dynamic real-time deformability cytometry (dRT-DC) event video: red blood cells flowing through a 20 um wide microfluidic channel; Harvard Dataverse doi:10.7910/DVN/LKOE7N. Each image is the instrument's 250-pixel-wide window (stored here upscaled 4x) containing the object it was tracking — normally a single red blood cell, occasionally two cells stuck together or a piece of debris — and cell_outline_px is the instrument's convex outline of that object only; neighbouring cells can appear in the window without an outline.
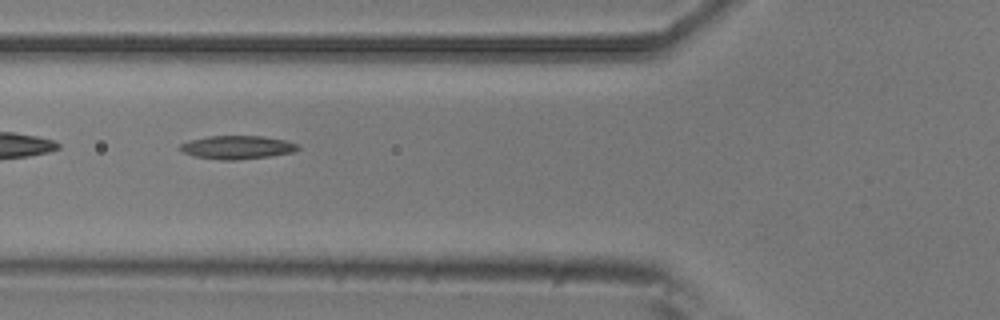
{"species": "common noctule bat (a hibernating species)", "species_latin": "Nyctalus noctula", "temperature_condition": "room temperature", "stored_images_in_passage": 6, "camera_frame_rate_fps": 3000, "um_per_image_px": 0.085, "animal": {"sex": "male", "body_mass_g": 20.5, "forearm_length_mm": 52.5}, "frame": {"image": 1, "passage_image": 3, "time_ms": 0.667, "image_size_px": [1000, 320], "cell_outline_px": [[300, 148], [292, 152], [268, 156], [236, 160], [220, 160], [192, 156], [176, 148], [180, 144], [188, 140], [208, 136], [264, 136], [284, 140], [296, 144]], "centroid_in_image_um": [20.08, 12.52], "position_along_channel_um": 105.7, "area_um2": 16.07}}
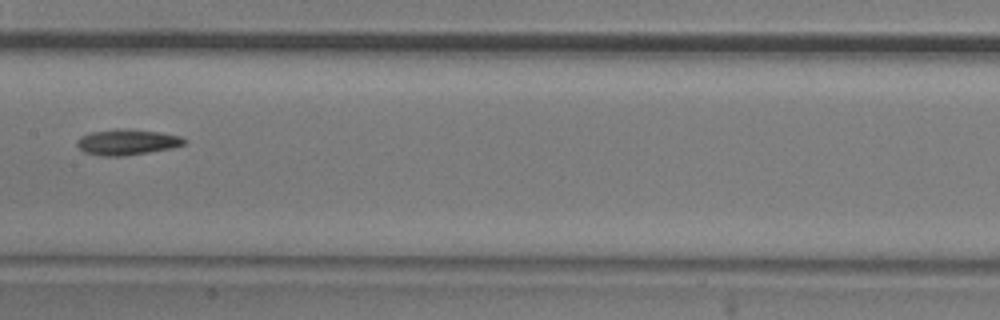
{"frame": {"image": 2, "passage_image": 5, "time_ms": 1.333, "image_size_px": [1000, 320], "cell_outline_px": [[188, 140], [184, 144], [172, 148], [124, 156], [100, 156], [84, 152], [76, 144], [76, 140], [80, 136], [92, 132], [116, 128], [128, 128], [160, 132], [180, 136]], "centroid_in_image_um": [10.79, 12.07], "position_along_channel_um": 196.6, "area_um2": 16.24}}
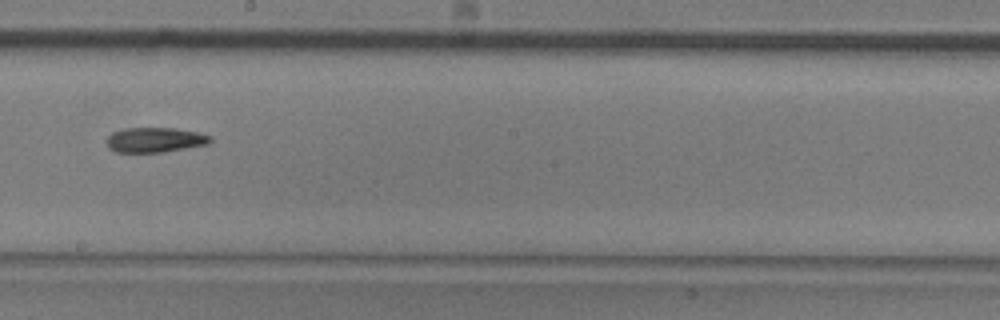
{"frame": {"image": 3, "passage_image": 6, "time_ms": 1.667, "image_size_px": [1000, 320], "cell_outline_px": [[212, 140], [208, 144], [164, 152], [116, 152], [108, 148], [108, 136], [112, 132], [124, 128], [176, 128], [196, 132], [212, 136]], "centroid_in_image_um": [13.18, 11.89], "position_along_channel_um": 235.0, "area_um2": 15.03}}